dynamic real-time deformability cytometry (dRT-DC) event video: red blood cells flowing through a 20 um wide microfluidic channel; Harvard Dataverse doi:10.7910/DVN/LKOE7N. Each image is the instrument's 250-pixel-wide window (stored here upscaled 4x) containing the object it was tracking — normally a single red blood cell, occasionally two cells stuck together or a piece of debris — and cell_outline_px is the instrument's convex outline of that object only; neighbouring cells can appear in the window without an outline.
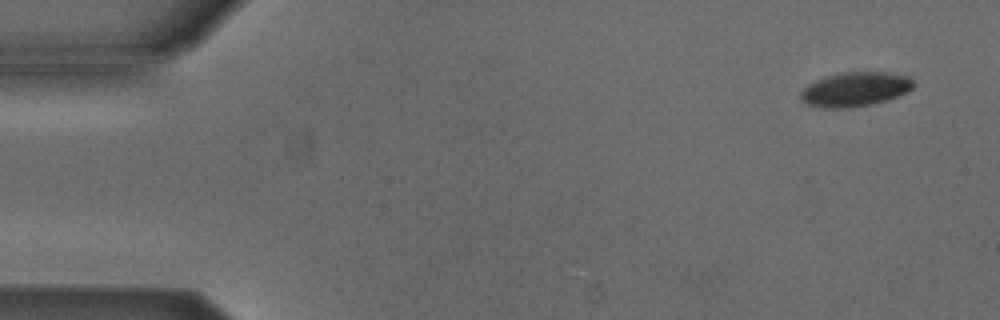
{"species": "Egyptian fruit bat (a non-hibernating species)", "species_latin": "Rousettus aegyptiacus", "temperature_condition": "cold", "stored_images_in_passage": 3, "camera_frame_rate_fps": 3000, "um_per_image_px": 0.085, "animal": {"sex": "male"}, "frame": {"image": 1, "passage_image": 1, "time_ms": 0.0, "image_size_px": [1000, 320], "cell_outline_px": [[916, 84], [912, 88], [888, 100], [872, 104], [848, 108], [820, 108], [804, 104], [800, 100], [800, 92], [808, 84], [824, 76], [844, 72], [888, 72], [908, 76]], "centroid_in_image_um": [72.64, 7.59], "position_along_channel_um": 12.4, "area_um2": 22.77}}